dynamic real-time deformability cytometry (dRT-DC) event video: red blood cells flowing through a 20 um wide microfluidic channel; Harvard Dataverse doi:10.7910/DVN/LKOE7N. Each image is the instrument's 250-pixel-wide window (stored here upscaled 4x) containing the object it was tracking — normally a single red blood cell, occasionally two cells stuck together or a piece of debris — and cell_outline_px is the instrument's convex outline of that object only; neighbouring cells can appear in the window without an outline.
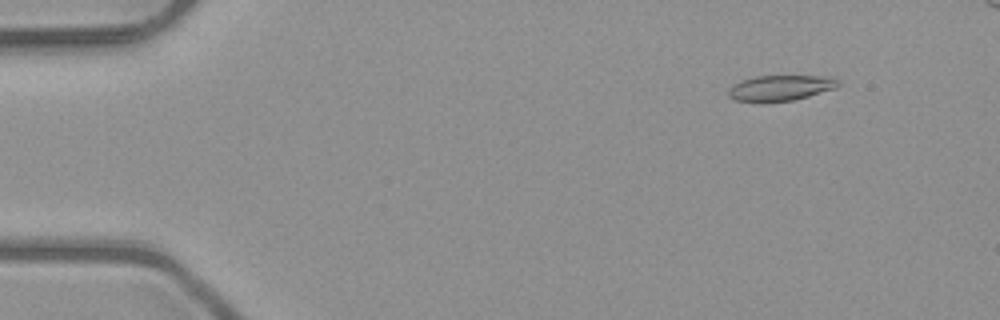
{"species": "common noctule bat (a hibernating species)", "species_latin": "Nyctalus noctula", "temperature_condition": "room temperature", "stored_images_in_passage": 50, "camera_frame_rate_fps": 3000, "um_per_image_px": 0.085, "animal": {"sex": "male", "body_mass_g": 23.1, "forearm_length_mm": 52.7}, "frame": {"image": 1, "passage_image": 6, "time_ms": 1.667, "image_size_px": [1000, 320], "cell_outline_px": [[840, 84], [836, 88], [808, 96], [792, 100], [764, 104], [760, 104], [736, 100], [728, 96], [728, 92], [732, 84], [740, 80], [756, 76], [832, 76], [840, 80]], "centroid_in_image_um": [66.31, 7.49], "position_along_channel_um": 18.7, "area_um2": 16.88}}
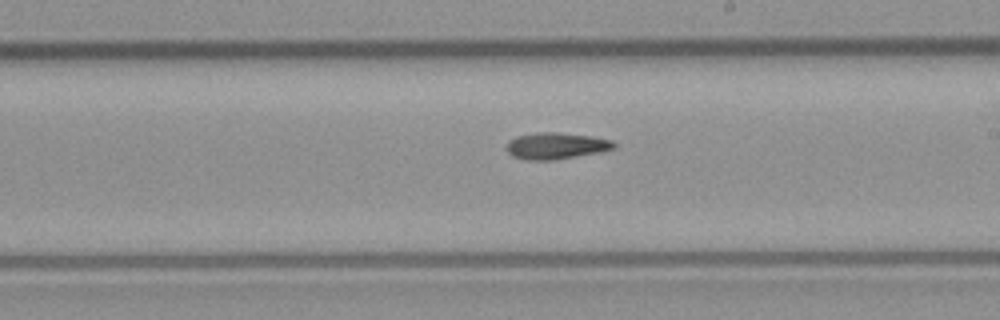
{"frame": {"image": 2, "passage_image": 30, "time_ms": 9.667, "image_size_px": [1000, 320], "cell_outline_px": [[616, 144], [612, 148], [600, 152], [552, 160], [528, 160], [512, 156], [508, 152], [508, 144], [516, 136], [536, 132], [556, 132], [592, 136], [612, 140]], "centroid_in_image_um": [47.27, 12.39], "position_along_channel_um": 241.7, "area_um2": 16.36}}
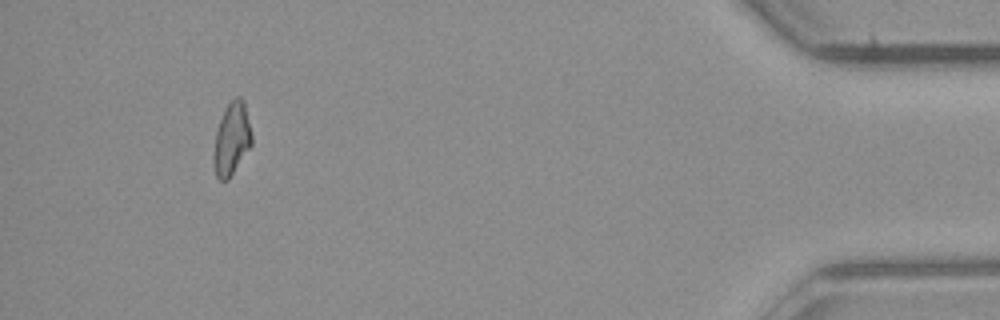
{"frame": {"image": 3, "passage_image": 48, "time_ms": 15.667, "image_size_px": [1000, 320], "cell_outline_px": [[252, 144], [228, 180], [220, 180], [216, 176], [216, 132], [220, 120], [228, 104], [236, 96], [240, 96], [244, 100], [252, 136]], "centroid_in_image_um": [19.75, 11.76], "position_along_channel_um": 415.5, "area_um2": 15.32}}